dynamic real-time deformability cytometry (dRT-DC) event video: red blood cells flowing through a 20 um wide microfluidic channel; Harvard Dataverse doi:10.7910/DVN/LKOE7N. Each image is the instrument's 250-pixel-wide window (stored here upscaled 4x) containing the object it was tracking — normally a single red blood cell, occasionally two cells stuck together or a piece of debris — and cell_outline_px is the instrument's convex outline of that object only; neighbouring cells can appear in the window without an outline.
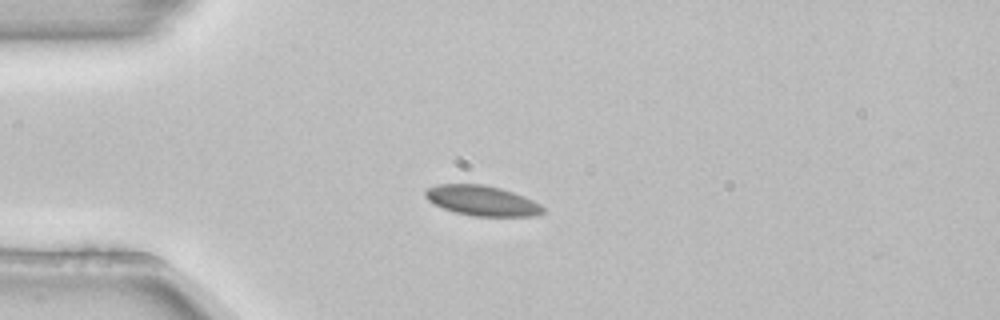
{"species": "common noctule bat (a hibernating species)", "species_latin": "Nyctalus noctula", "temperature_condition": "room temperature", "stored_images_in_passage": 6, "camera_frame_rate_fps": 3000, "um_per_image_px": 0.085, "animal": {"sex": "female", "body_mass_g": 22.7, "forearm_length_mm": 54.2}, "frame": {"image": 1, "passage_image": 3, "time_ms": 0.667, "image_size_px": [1000, 320], "cell_outline_px": [[544, 212], [536, 216], [472, 216], [456, 212], [444, 208], [428, 200], [424, 196], [424, 192], [428, 188], [436, 184], [484, 184], [500, 188], [524, 196], [540, 204], [544, 208]], "centroid_in_image_um": [40.97, 17.05], "position_along_channel_um": 44.0, "area_um2": 20.58}}